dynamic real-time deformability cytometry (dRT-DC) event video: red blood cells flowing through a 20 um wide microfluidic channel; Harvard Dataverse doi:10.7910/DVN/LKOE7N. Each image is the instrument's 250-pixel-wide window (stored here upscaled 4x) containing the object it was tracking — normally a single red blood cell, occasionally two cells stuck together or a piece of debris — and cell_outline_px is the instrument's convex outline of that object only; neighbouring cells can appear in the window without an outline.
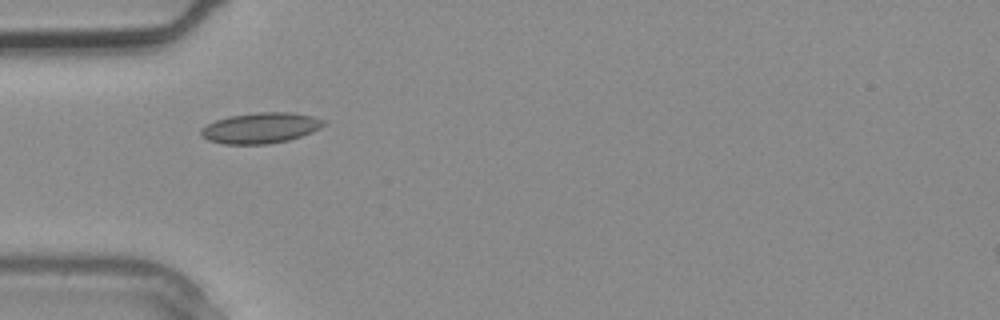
{"species": "common noctule bat (a hibernating species)", "species_latin": "Nyctalus noctula", "temperature_condition": "warm", "stored_images_in_passage": 2, "camera_frame_rate_fps": 3000, "um_per_image_px": 0.085, "animal": {"sex": "male", "body_mass_g": 20.4}, "frame": {"image": 1, "passage_image": 2, "time_ms": 0.333, "image_size_px": [1000, 320], "cell_outline_px": [[328, 124], [312, 132], [288, 140], [268, 144], [224, 144], [208, 140], [200, 136], [200, 128], [216, 120], [228, 116], [256, 112], [292, 112], [312, 116], [328, 120]], "centroid_in_image_um": [22.17, 10.87], "position_along_channel_um": 62.8, "area_um2": 22.2}}